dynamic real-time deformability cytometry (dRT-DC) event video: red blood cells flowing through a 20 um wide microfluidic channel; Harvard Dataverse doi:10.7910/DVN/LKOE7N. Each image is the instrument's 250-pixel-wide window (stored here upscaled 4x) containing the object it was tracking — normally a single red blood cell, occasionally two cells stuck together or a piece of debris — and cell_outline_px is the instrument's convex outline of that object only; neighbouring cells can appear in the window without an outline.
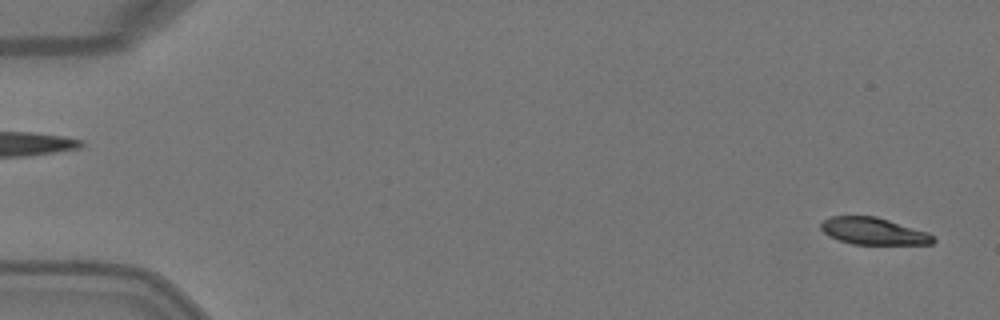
{"species": "Egyptian fruit bat (a non-hibernating species)", "species_latin": "Rousettus aegyptiacus", "temperature_condition": "warm", "stored_images_in_passage": 3, "segment_of_instrument_passage": [2, 2], "camera_frame_rate_fps": 3000, "um_per_image_px": 0.085, "animal": {"sex": "female"}, "frame": {"image": 1, "passage_image": 3, "time_ms": 0.667, "image_size_px": [1000, 320], "cell_outline_px": [[936, 240], [932, 244], [852, 244], [840, 240], [824, 232], [820, 228], [820, 224], [824, 220], [832, 216], [876, 216], [928, 232]], "centroid_in_image_um": [74.26, 19.64], "position_along_channel_um": 10.7, "area_um2": 17.46}}